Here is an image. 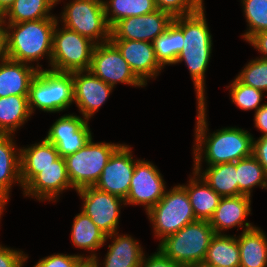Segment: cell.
<instances>
[{"label": "cell", "instance_id": "obj_1", "mask_svg": "<svg viewBox=\"0 0 267 267\" xmlns=\"http://www.w3.org/2000/svg\"><path fill=\"white\" fill-rule=\"evenodd\" d=\"M195 124V143L193 146L194 167H201L204 161L207 166L237 162L253 155V140L250 132L241 128L224 127L208 133L207 106L197 104Z\"/></svg>", "mask_w": 267, "mask_h": 267}, {"label": "cell", "instance_id": "obj_2", "mask_svg": "<svg viewBox=\"0 0 267 267\" xmlns=\"http://www.w3.org/2000/svg\"><path fill=\"white\" fill-rule=\"evenodd\" d=\"M57 21L59 20L40 19L4 24L8 59L31 65L47 56L51 63L53 31Z\"/></svg>", "mask_w": 267, "mask_h": 267}, {"label": "cell", "instance_id": "obj_3", "mask_svg": "<svg viewBox=\"0 0 267 267\" xmlns=\"http://www.w3.org/2000/svg\"><path fill=\"white\" fill-rule=\"evenodd\" d=\"M214 235L209 221L197 220L166 236L157 249L183 267H195L204 262Z\"/></svg>", "mask_w": 267, "mask_h": 267}, {"label": "cell", "instance_id": "obj_4", "mask_svg": "<svg viewBox=\"0 0 267 267\" xmlns=\"http://www.w3.org/2000/svg\"><path fill=\"white\" fill-rule=\"evenodd\" d=\"M73 102L72 73L44 70L43 68L38 70L28 93L31 114L36 108L47 113H59L68 109Z\"/></svg>", "mask_w": 267, "mask_h": 267}, {"label": "cell", "instance_id": "obj_5", "mask_svg": "<svg viewBox=\"0 0 267 267\" xmlns=\"http://www.w3.org/2000/svg\"><path fill=\"white\" fill-rule=\"evenodd\" d=\"M146 214L160 241L197 221L188 194L180 184L166 190L164 196Z\"/></svg>", "mask_w": 267, "mask_h": 267}, {"label": "cell", "instance_id": "obj_6", "mask_svg": "<svg viewBox=\"0 0 267 267\" xmlns=\"http://www.w3.org/2000/svg\"><path fill=\"white\" fill-rule=\"evenodd\" d=\"M57 21L53 31L50 70L72 73L88 71L95 43Z\"/></svg>", "mask_w": 267, "mask_h": 267}, {"label": "cell", "instance_id": "obj_7", "mask_svg": "<svg viewBox=\"0 0 267 267\" xmlns=\"http://www.w3.org/2000/svg\"><path fill=\"white\" fill-rule=\"evenodd\" d=\"M63 10L61 25L88 38L96 45L110 41L111 27L106 19L103 1L72 0Z\"/></svg>", "mask_w": 267, "mask_h": 267}, {"label": "cell", "instance_id": "obj_8", "mask_svg": "<svg viewBox=\"0 0 267 267\" xmlns=\"http://www.w3.org/2000/svg\"><path fill=\"white\" fill-rule=\"evenodd\" d=\"M121 144L93 142V138L77 152L64 157L68 176L75 190L94 186L111 155Z\"/></svg>", "mask_w": 267, "mask_h": 267}, {"label": "cell", "instance_id": "obj_9", "mask_svg": "<svg viewBox=\"0 0 267 267\" xmlns=\"http://www.w3.org/2000/svg\"><path fill=\"white\" fill-rule=\"evenodd\" d=\"M89 71L114 88L118 83L134 87L146 86L111 41L95 45Z\"/></svg>", "mask_w": 267, "mask_h": 267}, {"label": "cell", "instance_id": "obj_10", "mask_svg": "<svg viewBox=\"0 0 267 267\" xmlns=\"http://www.w3.org/2000/svg\"><path fill=\"white\" fill-rule=\"evenodd\" d=\"M83 199L82 212L107 236L118 232L120 207L125 201L115 195L103 192L94 186L76 190Z\"/></svg>", "mask_w": 267, "mask_h": 267}, {"label": "cell", "instance_id": "obj_11", "mask_svg": "<svg viewBox=\"0 0 267 267\" xmlns=\"http://www.w3.org/2000/svg\"><path fill=\"white\" fill-rule=\"evenodd\" d=\"M165 183L157 166L150 161L137 159L124 205H142L147 212L166 193Z\"/></svg>", "mask_w": 267, "mask_h": 267}, {"label": "cell", "instance_id": "obj_12", "mask_svg": "<svg viewBox=\"0 0 267 267\" xmlns=\"http://www.w3.org/2000/svg\"><path fill=\"white\" fill-rule=\"evenodd\" d=\"M136 161L131 147L121 144L111 155L94 187L125 200Z\"/></svg>", "mask_w": 267, "mask_h": 267}, {"label": "cell", "instance_id": "obj_13", "mask_svg": "<svg viewBox=\"0 0 267 267\" xmlns=\"http://www.w3.org/2000/svg\"><path fill=\"white\" fill-rule=\"evenodd\" d=\"M174 17L161 10L137 17L121 19L111 27L110 40L153 42L164 33Z\"/></svg>", "mask_w": 267, "mask_h": 267}, {"label": "cell", "instance_id": "obj_14", "mask_svg": "<svg viewBox=\"0 0 267 267\" xmlns=\"http://www.w3.org/2000/svg\"><path fill=\"white\" fill-rule=\"evenodd\" d=\"M88 124L84 117L65 114L51 125L45 139L57 148L61 157H67L84 147L92 138Z\"/></svg>", "mask_w": 267, "mask_h": 267}, {"label": "cell", "instance_id": "obj_15", "mask_svg": "<svg viewBox=\"0 0 267 267\" xmlns=\"http://www.w3.org/2000/svg\"><path fill=\"white\" fill-rule=\"evenodd\" d=\"M72 79L74 103L82 117L89 121L105 103L114 87L94 76L89 70L72 72Z\"/></svg>", "mask_w": 267, "mask_h": 267}, {"label": "cell", "instance_id": "obj_16", "mask_svg": "<svg viewBox=\"0 0 267 267\" xmlns=\"http://www.w3.org/2000/svg\"><path fill=\"white\" fill-rule=\"evenodd\" d=\"M73 189L66 163L59 157L53 165L40 169L38 173L24 188L25 197H34L39 201L49 200L55 202L64 190Z\"/></svg>", "mask_w": 267, "mask_h": 267}, {"label": "cell", "instance_id": "obj_17", "mask_svg": "<svg viewBox=\"0 0 267 267\" xmlns=\"http://www.w3.org/2000/svg\"><path fill=\"white\" fill-rule=\"evenodd\" d=\"M120 51L135 75L147 85V80L156 78L163 67L156 59L151 42L133 40H110Z\"/></svg>", "mask_w": 267, "mask_h": 267}, {"label": "cell", "instance_id": "obj_18", "mask_svg": "<svg viewBox=\"0 0 267 267\" xmlns=\"http://www.w3.org/2000/svg\"><path fill=\"white\" fill-rule=\"evenodd\" d=\"M251 197L247 195L222 197L216 208L210 225L215 234H222L223 231L235 228H243V231L252 229L250 222H245L251 214Z\"/></svg>", "mask_w": 267, "mask_h": 267}, {"label": "cell", "instance_id": "obj_19", "mask_svg": "<svg viewBox=\"0 0 267 267\" xmlns=\"http://www.w3.org/2000/svg\"><path fill=\"white\" fill-rule=\"evenodd\" d=\"M14 135L0 134V219L9 200L12 185L22 188L20 178V148L15 144ZM17 146V147H16Z\"/></svg>", "mask_w": 267, "mask_h": 267}, {"label": "cell", "instance_id": "obj_20", "mask_svg": "<svg viewBox=\"0 0 267 267\" xmlns=\"http://www.w3.org/2000/svg\"><path fill=\"white\" fill-rule=\"evenodd\" d=\"M106 239L113 240L108 246L107 254L105 255L103 267H140L145 253L140 243L128 236V234L119 235L115 232L107 236ZM100 260L96 256L91 262L95 267H100Z\"/></svg>", "mask_w": 267, "mask_h": 267}, {"label": "cell", "instance_id": "obj_21", "mask_svg": "<svg viewBox=\"0 0 267 267\" xmlns=\"http://www.w3.org/2000/svg\"><path fill=\"white\" fill-rule=\"evenodd\" d=\"M37 63L29 65L22 62H17L11 59H6L0 62V97H8L10 95H28L30 84L41 70Z\"/></svg>", "mask_w": 267, "mask_h": 267}, {"label": "cell", "instance_id": "obj_22", "mask_svg": "<svg viewBox=\"0 0 267 267\" xmlns=\"http://www.w3.org/2000/svg\"><path fill=\"white\" fill-rule=\"evenodd\" d=\"M59 157L57 148L45 138L31 146L20 148V178L22 189L40 173V169L53 165V162Z\"/></svg>", "mask_w": 267, "mask_h": 267}, {"label": "cell", "instance_id": "obj_23", "mask_svg": "<svg viewBox=\"0 0 267 267\" xmlns=\"http://www.w3.org/2000/svg\"><path fill=\"white\" fill-rule=\"evenodd\" d=\"M192 173L189 183L181 186L188 194L196 219L210 221L222 197L196 171L193 170Z\"/></svg>", "mask_w": 267, "mask_h": 267}, {"label": "cell", "instance_id": "obj_24", "mask_svg": "<svg viewBox=\"0 0 267 267\" xmlns=\"http://www.w3.org/2000/svg\"><path fill=\"white\" fill-rule=\"evenodd\" d=\"M212 46H187L182 50L175 64L185 62L196 91L197 104H205V72L208 68Z\"/></svg>", "mask_w": 267, "mask_h": 267}, {"label": "cell", "instance_id": "obj_25", "mask_svg": "<svg viewBox=\"0 0 267 267\" xmlns=\"http://www.w3.org/2000/svg\"><path fill=\"white\" fill-rule=\"evenodd\" d=\"M106 238L107 235L84 212L81 211L74 217L71 241L78 249L91 251L90 255L86 256L87 261H92L97 256L95 251L104 246Z\"/></svg>", "mask_w": 267, "mask_h": 267}, {"label": "cell", "instance_id": "obj_26", "mask_svg": "<svg viewBox=\"0 0 267 267\" xmlns=\"http://www.w3.org/2000/svg\"><path fill=\"white\" fill-rule=\"evenodd\" d=\"M240 252L239 267H267V237L258 227L237 236Z\"/></svg>", "mask_w": 267, "mask_h": 267}, {"label": "cell", "instance_id": "obj_27", "mask_svg": "<svg viewBox=\"0 0 267 267\" xmlns=\"http://www.w3.org/2000/svg\"><path fill=\"white\" fill-rule=\"evenodd\" d=\"M59 1L61 2V0H15L1 16V22L14 24L40 19H58L59 17L53 16L50 11Z\"/></svg>", "mask_w": 267, "mask_h": 267}, {"label": "cell", "instance_id": "obj_28", "mask_svg": "<svg viewBox=\"0 0 267 267\" xmlns=\"http://www.w3.org/2000/svg\"><path fill=\"white\" fill-rule=\"evenodd\" d=\"M203 180L221 197L238 196L236 162L194 167Z\"/></svg>", "mask_w": 267, "mask_h": 267}, {"label": "cell", "instance_id": "obj_29", "mask_svg": "<svg viewBox=\"0 0 267 267\" xmlns=\"http://www.w3.org/2000/svg\"><path fill=\"white\" fill-rule=\"evenodd\" d=\"M31 116L28 95L0 97V134L14 135Z\"/></svg>", "mask_w": 267, "mask_h": 267}, {"label": "cell", "instance_id": "obj_30", "mask_svg": "<svg viewBox=\"0 0 267 267\" xmlns=\"http://www.w3.org/2000/svg\"><path fill=\"white\" fill-rule=\"evenodd\" d=\"M173 21L183 32L184 44L182 50H187V46L213 45L212 34L206 21L205 7L189 15L174 17Z\"/></svg>", "mask_w": 267, "mask_h": 267}, {"label": "cell", "instance_id": "obj_31", "mask_svg": "<svg viewBox=\"0 0 267 267\" xmlns=\"http://www.w3.org/2000/svg\"><path fill=\"white\" fill-rule=\"evenodd\" d=\"M215 234L207 250L204 263L219 267H239L240 252L235 235Z\"/></svg>", "mask_w": 267, "mask_h": 267}, {"label": "cell", "instance_id": "obj_32", "mask_svg": "<svg viewBox=\"0 0 267 267\" xmlns=\"http://www.w3.org/2000/svg\"><path fill=\"white\" fill-rule=\"evenodd\" d=\"M152 44L156 59L163 68L165 65H175L184 44L182 29L173 21Z\"/></svg>", "mask_w": 267, "mask_h": 267}, {"label": "cell", "instance_id": "obj_33", "mask_svg": "<svg viewBox=\"0 0 267 267\" xmlns=\"http://www.w3.org/2000/svg\"><path fill=\"white\" fill-rule=\"evenodd\" d=\"M103 6L110 27L121 19L146 15L158 10L155 0H103Z\"/></svg>", "mask_w": 267, "mask_h": 267}, {"label": "cell", "instance_id": "obj_34", "mask_svg": "<svg viewBox=\"0 0 267 267\" xmlns=\"http://www.w3.org/2000/svg\"><path fill=\"white\" fill-rule=\"evenodd\" d=\"M238 195L251 196L252 188L267 189V172L252 155L236 162Z\"/></svg>", "mask_w": 267, "mask_h": 267}, {"label": "cell", "instance_id": "obj_35", "mask_svg": "<svg viewBox=\"0 0 267 267\" xmlns=\"http://www.w3.org/2000/svg\"><path fill=\"white\" fill-rule=\"evenodd\" d=\"M241 3L248 26L242 37L247 42L254 34L267 30V0H241Z\"/></svg>", "mask_w": 267, "mask_h": 267}, {"label": "cell", "instance_id": "obj_36", "mask_svg": "<svg viewBox=\"0 0 267 267\" xmlns=\"http://www.w3.org/2000/svg\"><path fill=\"white\" fill-rule=\"evenodd\" d=\"M230 97L232 103L236 104L239 109L244 111L253 110L255 112L263 105L260 102L263 100L264 92L254 87L241 83L235 78L229 86Z\"/></svg>", "mask_w": 267, "mask_h": 267}, {"label": "cell", "instance_id": "obj_37", "mask_svg": "<svg viewBox=\"0 0 267 267\" xmlns=\"http://www.w3.org/2000/svg\"><path fill=\"white\" fill-rule=\"evenodd\" d=\"M236 78L243 84L267 91V60L256 58L250 60Z\"/></svg>", "mask_w": 267, "mask_h": 267}, {"label": "cell", "instance_id": "obj_38", "mask_svg": "<svg viewBox=\"0 0 267 267\" xmlns=\"http://www.w3.org/2000/svg\"><path fill=\"white\" fill-rule=\"evenodd\" d=\"M204 0H155L158 10L165 11L173 17L189 15L204 7Z\"/></svg>", "mask_w": 267, "mask_h": 267}, {"label": "cell", "instance_id": "obj_39", "mask_svg": "<svg viewBox=\"0 0 267 267\" xmlns=\"http://www.w3.org/2000/svg\"><path fill=\"white\" fill-rule=\"evenodd\" d=\"M87 262L84 254L66 255L57 253L41 258L33 267H82Z\"/></svg>", "mask_w": 267, "mask_h": 267}, {"label": "cell", "instance_id": "obj_40", "mask_svg": "<svg viewBox=\"0 0 267 267\" xmlns=\"http://www.w3.org/2000/svg\"><path fill=\"white\" fill-rule=\"evenodd\" d=\"M27 259L23 251L0 244V267H23Z\"/></svg>", "mask_w": 267, "mask_h": 267}, {"label": "cell", "instance_id": "obj_41", "mask_svg": "<svg viewBox=\"0 0 267 267\" xmlns=\"http://www.w3.org/2000/svg\"><path fill=\"white\" fill-rule=\"evenodd\" d=\"M140 267H183L180 264L171 261L160 250L154 252L151 256L146 258L144 255L143 261Z\"/></svg>", "mask_w": 267, "mask_h": 267}, {"label": "cell", "instance_id": "obj_42", "mask_svg": "<svg viewBox=\"0 0 267 267\" xmlns=\"http://www.w3.org/2000/svg\"><path fill=\"white\" fill-rule=\"evenodd\" d=\"M253 156L267 172V135L253 140Z\"/></svg>", "mask_w": 267, "mask_h": 267}, {"label": "cell", "instance_id": "obj_43", "mask_svg": "<svg viewBox=\"0 0 267 267\" xmlns=\"http://www.w3.org/2000/svg\"><path fill=\"white\" fill-rule=\"evenodd\" d=\"M247 42L263 54L261 59L267 60V30L254 34Z\"/></svg>", "mask_w": 267, "mask_h": 267}, {"label": "cell", "instance_id": "obj_44", "mask_svg": "<svg viewBox=\"0 0 267 267\" xmlns=\"http://www.w3.org/2000/svg\"><path fill=\"white\" fill-rule=\"evenodd\" d=\"M254 126L260 130L263 135H267V103L263 105L254 114Z\"/></svg>", "mask_w": 267, "mask_h": 267}, {"label": "cell", "instance_id": "obj_45", "mask_svg": "<svg viewBox=\"0 0 267 267\" xmlns=\"http://www.w3.org/2000/svg\"><path fill=\"white\" fill-rule=\"evenodd\" d=\"M8 59L7 32L5 25L0 21V62Z\"/></svg>", "mask_w": 267, "mask_h": 267}, {"label": "cell", "instance_id": "obj_46", "mask_svg": "<svg viewBox=\"0 0 267 267\" xmlns=\"http://www.w3.org/2000/svg\"><path fill=\"white\" fill-rule=\"evenodd\" d=\"M15 0H0V17L10 8Z\"/></svg>", "mask_w": 267, "mask_h": 267}, {"label": "cell", "instance_id": "obj_47", "mask_svg": "<svg viewBox=\"0 0 267 267\" xmlns=\"http://www.w3.org/2000/svg\"><path fill=\"white\" fill-rule=\"evenodd\" d=\"M195 267H219V266H214V265L207 264V263L203 262V263L196 265Z\"/></svg>", "mask_w": 267, "mask_h": 267}, {"label": "cell", "instance_id": "obj_48", "mask_svg": "<svg viewBox=\"0 0 267 267\" xmlns=\"http://www.w3.org/2000/svg\"><path fill=\"white\" fill-rule=\"evenodd\" d=\"M82 267H95L91 261H87Z\"/></svg>", "mask_w": 267, "mask_h": 267}]
</instances>
